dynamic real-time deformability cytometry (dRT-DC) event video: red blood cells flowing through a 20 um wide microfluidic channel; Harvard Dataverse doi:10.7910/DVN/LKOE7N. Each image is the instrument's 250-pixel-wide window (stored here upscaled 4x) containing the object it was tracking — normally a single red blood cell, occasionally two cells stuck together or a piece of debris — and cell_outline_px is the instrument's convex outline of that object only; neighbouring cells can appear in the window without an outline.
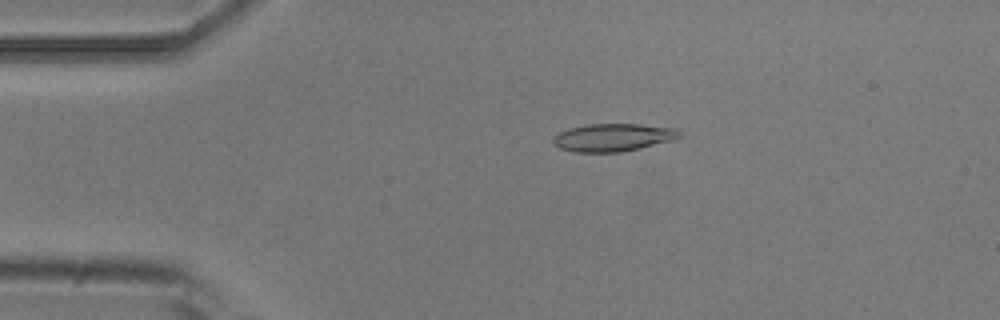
{"species": "common noctule bat (a hibernating species)", "species_latin": "Nyctalus noctula", "temperature_condition": "room temperature", "stored_images_in_passage": 51, "camera_frame_rate_fps": 3000, "um_per_image_px": 0.085, "animal": {"sex": "male", "body_mass_g": 20.5, "forearm_length_mm": 52.5}, "frame": {"image": 1, "passage_image": 10, "time_ms": 3.0, "image_size_px": [1000, 320], "cell_outline_px": [[684, 136], [672, 140], [640, 148], [620, 152], [576, 152], [560, 148], [552, 144], [552, 140], [560, 132], [568, 128], [588, 124], [640, 124], [676, 128]], "centroid_in_image_um": [52.13, 11.68], "position_along_channel_um": 32.9, "area_um2": 20.46}}
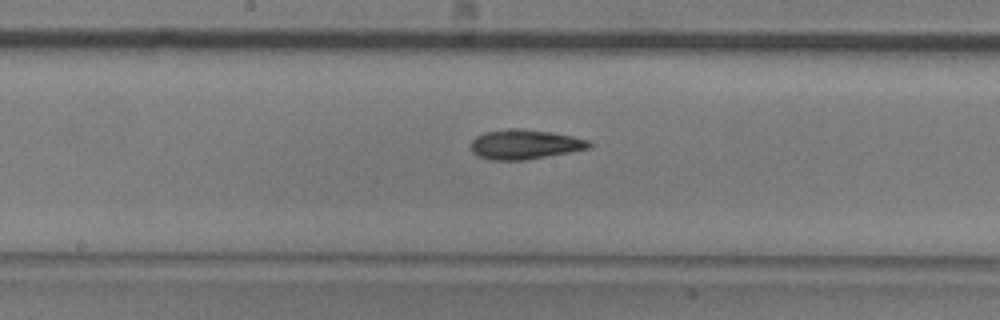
{"frame": {"image": 2, "passage_image": 26, "time_ms": 8.333, "image_size_px": [1000, 320], "cell_outline_px": [[592, 144], [588, 148], [568, 152], [524, 160], [492, 160], [480, 156], [472, 152], [472, 140], [476, 136], [484, 132], [508, 128], [512, 128], [552, 132], [572, 136], [588, 140]], "centroid_in_image_um": [44.58, 12.26], "position_along_channel_um": 203.6, "area_um2": 20.11}}
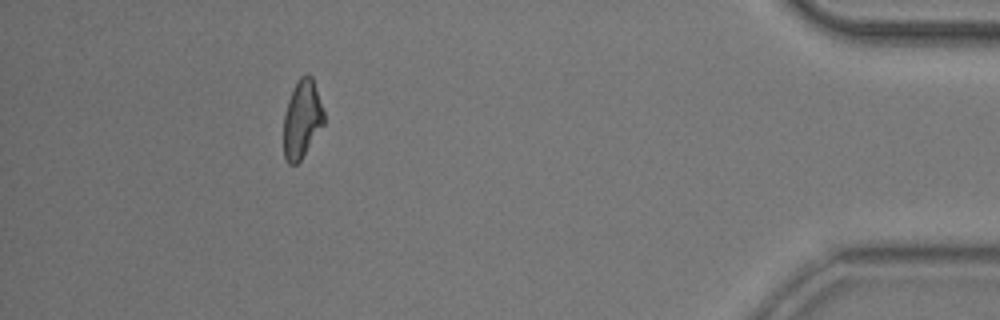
{"frame": {"image": 3, "passage_image": 46, "time_ms": 15.0, "image_size_px": [1000, 320], "cell_outline_px": [[324, 124], [300, 160], [296, 164], [288, 164], [284, 156], [284, 112], [288, 100], [300, 76], [304, 72], [308, 72], [312, 76], [324, 112]], "centroid_in_image_um": [25.67, 10.1], "position_along_channel_um": 409.5, "area_um2": 18.21}, "authors_computed_cell_mechanics": {"area_um2": 19.652, "velocity_mm_per_s": 3.9441, "shape_relaxation_time_tau1_ms": 4.9176, "shape_relaxation_time_tau2_ms": 4.5622, "deformation_change_tau1": 0.1624, "deformation_change_tau2": 0.1363}}